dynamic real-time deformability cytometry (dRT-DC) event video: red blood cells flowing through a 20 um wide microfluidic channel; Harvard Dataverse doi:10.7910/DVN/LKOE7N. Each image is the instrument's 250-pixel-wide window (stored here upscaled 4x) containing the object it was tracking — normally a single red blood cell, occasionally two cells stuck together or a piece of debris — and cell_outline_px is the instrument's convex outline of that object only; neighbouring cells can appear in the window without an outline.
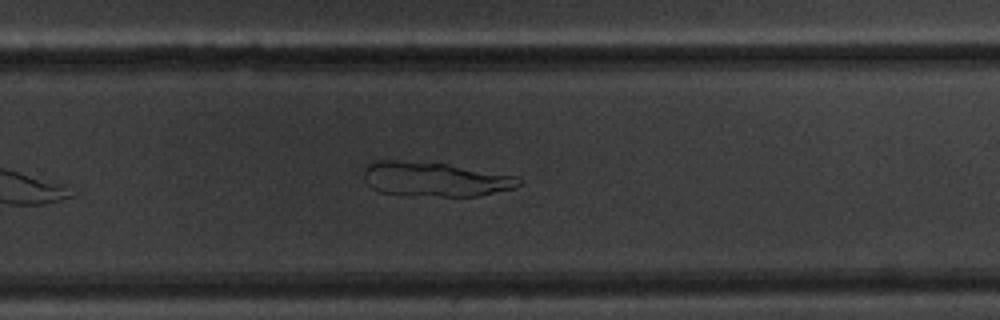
{"species": "common noctule bat (a hibernating species)", "species_latin": "Nyctalus noctula", "temperature_condition": "warm", "stored_images_in_passage": 8, "camera_frame_rate_fps": 3000, "um_per_image_px": 0.085, "animal": {"sex": "male", "body_mass_g": 20.1, "forearm_length_mm": 53.5}, "frame": {"image": 1, "passage_image": 8, "time_ms": 8.333, "image_size_px": [1000, 320], "cell_outline_px": [[520, 184], [512, 188], [480, 196], [440, 196], [380, 192], [372, 188], [364, 180], [364, 168], [368, 164], [376, 160], [396, 160], [448, 164], [516, 176], [520, 180]], "centroid_in_image_um": [36.94, 15.22], "position_along_channel_um": 292.9, "area_um2": 30.69}}